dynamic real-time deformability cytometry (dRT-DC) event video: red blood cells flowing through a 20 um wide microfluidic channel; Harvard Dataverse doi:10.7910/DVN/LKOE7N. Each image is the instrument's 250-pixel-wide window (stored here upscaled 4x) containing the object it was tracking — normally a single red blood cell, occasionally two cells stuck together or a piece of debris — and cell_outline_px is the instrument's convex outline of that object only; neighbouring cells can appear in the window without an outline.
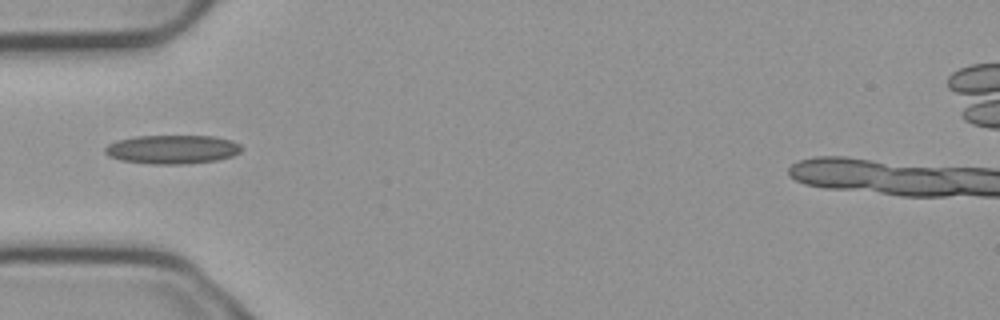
{"species": "common noctule bat (a hibernating species)", "species_latin": "Nyctalus noctula", "temperature_condition": "cold", "stored_images_in_passage": 5, "camera_frame_rate_fps": 3000, "um_per_image_px": 0.085, "animal": {"sex": "male", "body_mass_g": 23.1, "forearm_length_mm": 52.7}, "frame": {"image": 1, "passage_image": 5, "time_ms": 1.333, "image_size_px": [1000, 320], "cell_outline_px": [[244, 148], [240, 152], [232, 156], [216, 160], [184, 164], [152, 164], [120, 160], [108, 156], [104, 152], [104, 148], [108, 144], [116, 140], [136, 136], [212, 136], [232, 140], [240, 144]], "centroid_in_image_um": [14.64, 12.69], "position_along_channel_um": 70.4, "area_um2": 23.06}}